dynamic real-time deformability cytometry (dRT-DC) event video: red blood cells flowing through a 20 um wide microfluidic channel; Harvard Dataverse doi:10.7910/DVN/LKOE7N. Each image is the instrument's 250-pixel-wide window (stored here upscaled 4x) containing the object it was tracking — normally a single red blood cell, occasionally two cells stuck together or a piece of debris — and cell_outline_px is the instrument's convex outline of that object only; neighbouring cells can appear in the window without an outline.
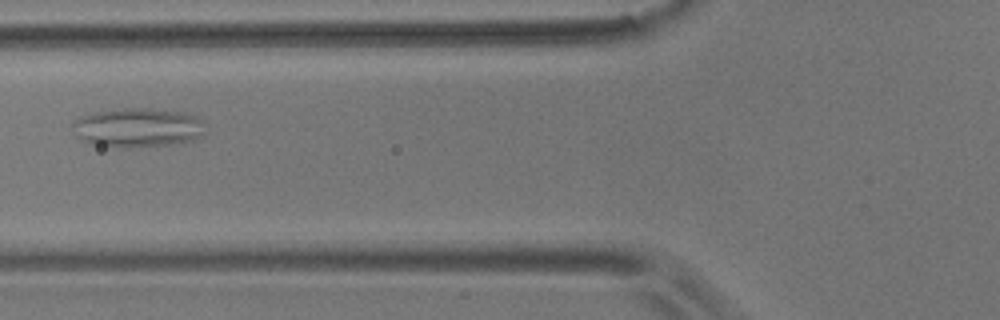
{"species": "common noctule bat (a hibernating species)", "species_latin": "Nyctalus noctula", "temperature_condition": "room temperature", "stored_images_in_passage": 5, "camera_frame_rate_fps": 3000, "um_per_image_px": 0.085, "animal": {"sex": "male", "body_mass_g": 17.9}, "frame": {"image": 1, "passage_image": 4, "time_ms": 4.667, "image_size_px": [1000, 320], "cell_outline_px": [[204, 136], [192, 140], [168, 144], [124, 148], [92, 144], [80, 140], [76, 136], [72, 128], [72, 120], [80, 116], [96, 112], [124, 108], [148, 108], [184, 112], [196, 116], [200, 120], [204, 132]], "centroid_in_image_um": [11.65, 10.84], "position_along_channel_um": 114.1, "area_um2": 30.35}}